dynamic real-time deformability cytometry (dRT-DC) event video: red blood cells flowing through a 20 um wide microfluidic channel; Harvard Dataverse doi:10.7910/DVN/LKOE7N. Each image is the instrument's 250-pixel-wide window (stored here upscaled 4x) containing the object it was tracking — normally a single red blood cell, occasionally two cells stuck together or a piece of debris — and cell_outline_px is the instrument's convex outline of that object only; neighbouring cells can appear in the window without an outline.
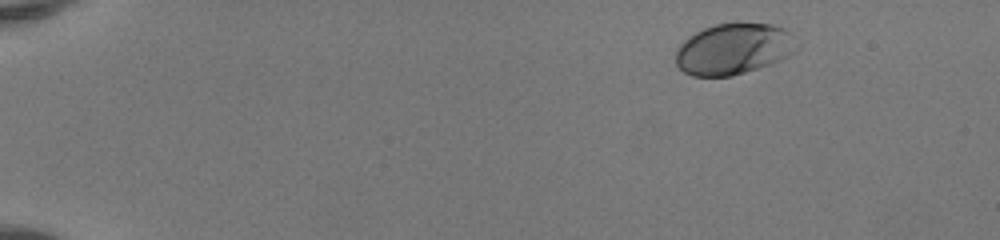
{"species": "human", "species_latin": "Homo sapiens", "temperature_condition": "room temperature", "stored_images_in_passage": 45, "camera_frame_rate_fps": 3000, "um_per_image_px": 0.085, "donor": {"sex": "female"}, "frame": {"image": 1, "passage_image": 1, "time_ms": 0.0, "image_size_px": [1000, 240], "cell_outline_px": [[800, 48], [788, 56], [780, 60], [732, 76], [692, 76], [684, 72], [676, 64], [676, 48], [688, 36], [704, 28], [716, 24], [772, 24], [784, 28], [800, 44]], "centroid_in_image_um": [62.36, 4.17], "position_along_channel_um": 22.6, "area_um2": 35.89}}
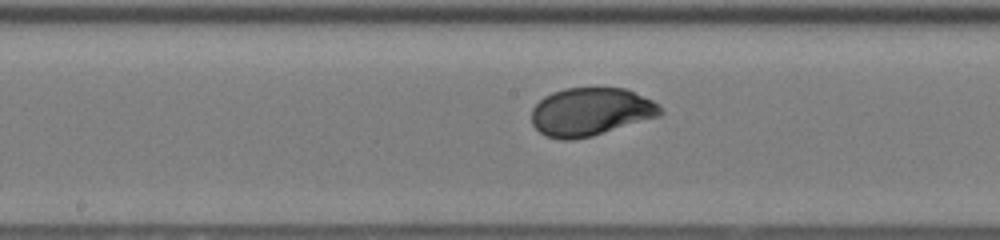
{"frame": {"image": 2, "passage_image": 23, "time_ms": 7.333, "image_size_px": [1000, 240], "cell_outline_px": [[664, 112], [660, 116], [592, 136], [572, 140], [560, 140], [544, 136], [532, 124], [532, 108], [544, 96], [552, 92], [564, 88], [624, 88], [652, 100]], "centroid_in_image_um": [50.17, 9.51], "position_along_channel_um": 198.0, "area_um2": 36.07}}
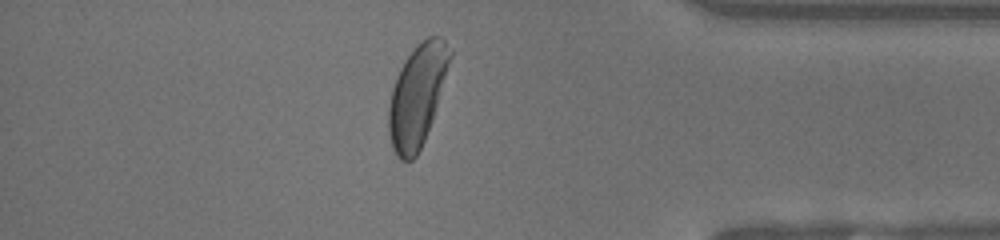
{"frame": {"image": 3, "passage_image": 39, "time_ms": 12.667, "image_size_px": [1000, 240], "cell_outline_px": [[452, 56], [432, 120], [424, 140], [416, 156], [412, 160], [400, 160], [396, 156], [392, 148], [388, 136], [388, 108], [392, 88], [396, 76], [404, 60], [416, 44], [428, 36], [440, 36], [444, 40], [452, 52]], "centroid_in_image_um": [35.44, 8.12], "position_along_channel_um": 399.8, "area_um2": 36.3}, "authors_computed_cell_mechanics": {"area_um2": 36.2406, "velocity_mm_per_s": 4.135, "shape_relaxation_time_tau1_ms": 2.2209, "shape_relaxation_time_tau2_ms": null, "deformation_change_tau1": 0.1419, "deformation_change_tau2": null}}